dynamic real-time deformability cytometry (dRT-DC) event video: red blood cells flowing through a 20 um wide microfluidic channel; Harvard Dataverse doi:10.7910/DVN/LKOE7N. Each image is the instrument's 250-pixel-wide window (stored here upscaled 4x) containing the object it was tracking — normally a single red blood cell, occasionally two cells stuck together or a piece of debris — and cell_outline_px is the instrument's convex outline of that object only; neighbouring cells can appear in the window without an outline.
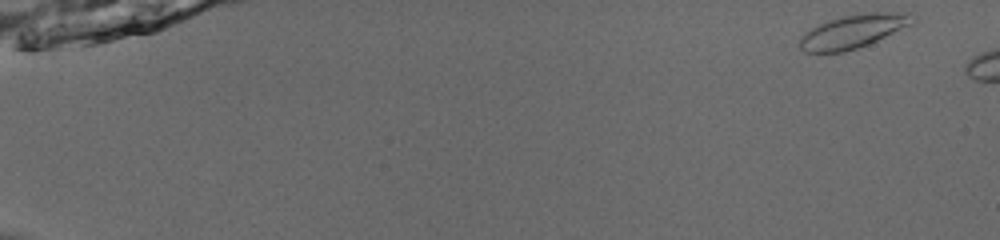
{"species": "common noctule bat (a hibernating species)", "species_latin": "Nyctalus noctula", "temperature_condition": "room temperature", "stored_images_in_passage": 6, "camera_frame_rate_fps": 3000, "um_per_image_px": 0.085, "animal": {"sex": "male", "body_mass_g": 13.0, "forearm_length_mm": 53.1}, "frame": {"image": 1, "passage_image": 1, "time_ms": 0.0, "image_size_px": [1000, 240], "cell_outline_px": [[916, 24], [868, 44], [844, 52], [804, 52], [800, 48], [800, 36], [804, 32], [828, 20], [860, 12], [912, 12], [916, 16]], "centroid_in_image_um": [72.62, 2.63], "position_along_channel_um": 12.4, "area_um2": 22.48}}